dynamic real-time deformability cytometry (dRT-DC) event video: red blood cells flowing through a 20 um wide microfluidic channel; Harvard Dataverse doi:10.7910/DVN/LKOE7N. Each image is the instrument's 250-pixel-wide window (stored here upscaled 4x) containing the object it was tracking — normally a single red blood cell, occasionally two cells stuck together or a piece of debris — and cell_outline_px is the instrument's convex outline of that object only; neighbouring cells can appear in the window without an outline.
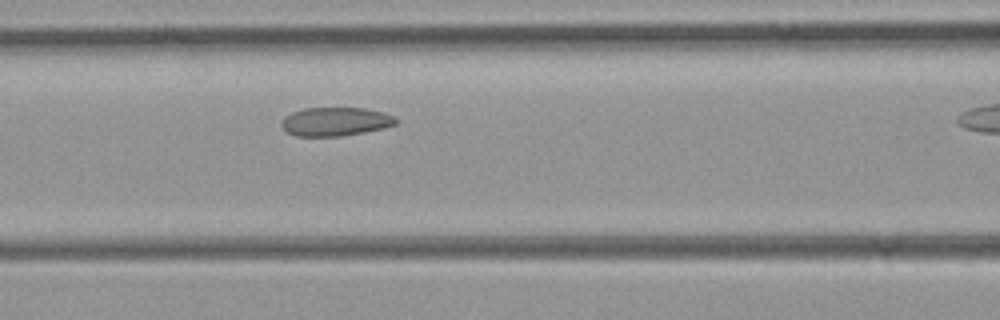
{"species": "common noctule bat (a hibernating species)", "species_latin": "Nyctalus noctula", "temperature_condition": "room temperature", "stored_images_in_passage": 15, "camera_frame_rate_fps": 3000, "um_per_image_px": 0.085, "animal": {"sex": "female", "body_mass_g": 21.9}, "frame": {"image": 1, "passage_image": 11, "time_ms": 3.333, "image_size_px": [1000, 320], "cell_outline_px": [[400, 120], [396, 124], [384, 128], [364, 132], [340, 136], [296, 136], [288, 132], [280, 124], [284, 116], [292, 112], [304, 108], [364, 108], [384, 112]], "centroid_in_image_um": [28.52, 10.33], "position_along_channel_um": 138.1, "area_um2": 19.13}}